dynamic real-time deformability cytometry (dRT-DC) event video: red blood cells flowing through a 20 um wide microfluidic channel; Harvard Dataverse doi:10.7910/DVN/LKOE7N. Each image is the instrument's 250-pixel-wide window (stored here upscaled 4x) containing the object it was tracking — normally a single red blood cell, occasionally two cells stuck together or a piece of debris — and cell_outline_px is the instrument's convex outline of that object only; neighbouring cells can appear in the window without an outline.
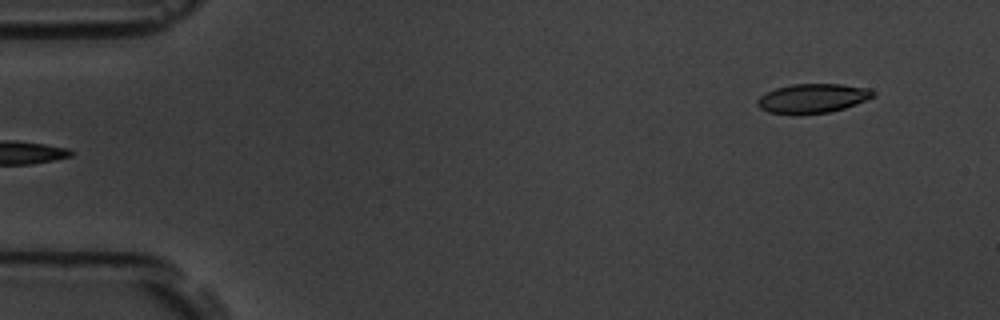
{"species": "common noctule bat (a hibernating species)", "species_latin": "Nyctalus noctula", "temperature_condition": "room temperature", "stored_images_in_passage": 7, "segment_of_instrument_passage": [2, 2], "camera_frame_rate_fps": 3000, "um_per_image_px": 0.085, "animal": {"sex": "male", "body_mass_g": 19.5, "forearm_length_mm": 54.6}, "frame": {"image": 1, "passage_image": 7, "time_ms": 6.667, "image_size_px": [1000, 320], "cell_outline_px": [[876, 96], [856, 104], [844, 108], [828, 112], [800, 116], [792, 116], [768, 112], [760, 108], [756, 104], [756, 100], [760, 96], [776, 88], [792, 84], [840, 84], [868, 88], [876, 92]], "centroid_in_image_um": [69.05, 8.39], "position_along_channel_um": 16.0, "area_um2": 20.17}}